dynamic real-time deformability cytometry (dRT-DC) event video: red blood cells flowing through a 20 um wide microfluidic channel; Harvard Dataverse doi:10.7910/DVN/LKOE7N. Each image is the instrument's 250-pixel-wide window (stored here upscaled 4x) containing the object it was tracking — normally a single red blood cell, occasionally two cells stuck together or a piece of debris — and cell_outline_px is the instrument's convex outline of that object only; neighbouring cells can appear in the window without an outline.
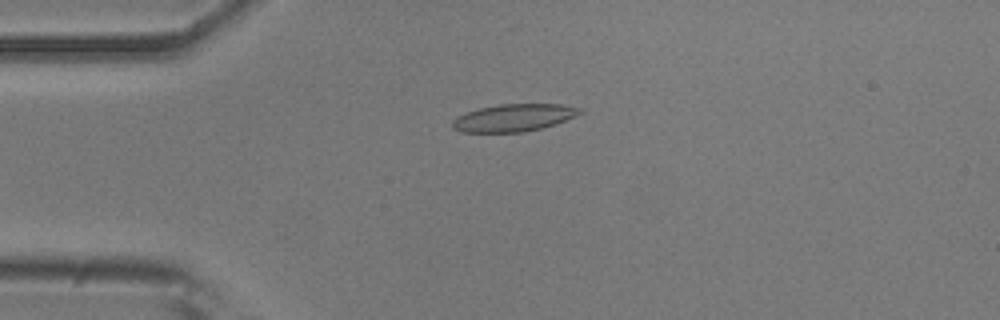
{"species": "common noctule bat (a hibernating species)", "species_latin": "Nyctalus noctula", "temperature_condition": "room temperature", "stored_images_in_passage": 42, "camera_frame_rate_fps": 3000, "um_per_image_px": 0.085, "animal": {"sex": "male", "body_mass_g": 20.5, "forearm_length_mm": 52.5}, "frame": {"image": 1, "passage_image": 13, "time_ms": 4.0, "image_size_px": [1000, 320], "cell_outline_px": [[584, 112], [576, 116], [556, 124], [524, 132], [460, 132], [452, 128], [452, 120], [456, 116], [480, 108], [500, 104], [560, 104], [580, 108]], "centroid_in_image_um": [43.66, 10.01], "position_along_channel_um": 41.3, "area_um2": 20.35}}
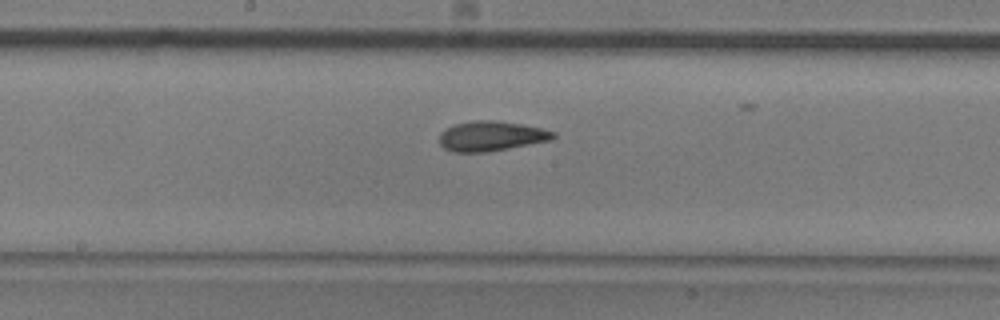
{"frame": {"image": 2, "passage_image": 28, "time_ms": 9.0, "image_size_px": [1000, 320], "cell_outline_px": [[556, 136], [552, 140], [488, 152], [452, 152], [444, 148], [440, 144], [440, 132], [444, 128], [456, 124], [472, 120], [492, 120], [520, 124], [540, 128], [556, 132]], "centroid_in_image_um": [41.73, 11.57], "position_along_channel_um": 206.5, "area_um2": 19.88}}
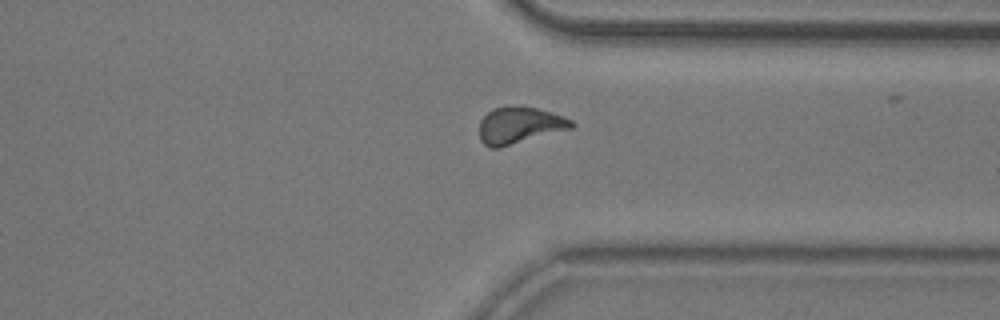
{"frame": {"image": 3, "passage_image": 41, "time_ms": 13.333, "image_size_px": [1000, 320], "cell_outline_px": [[576, 124], [572, 128], [500, 148], [492, 148], [484, 144], [480, 140], [480, 120], [492, 108], [516, 104], [520, 104], [536, 108], [564, 116], [572, 120]], "centroid_in_image_um": [44.16, 10.63], "position_along_channel_um": 367.2, "area_um2": 20.0}}